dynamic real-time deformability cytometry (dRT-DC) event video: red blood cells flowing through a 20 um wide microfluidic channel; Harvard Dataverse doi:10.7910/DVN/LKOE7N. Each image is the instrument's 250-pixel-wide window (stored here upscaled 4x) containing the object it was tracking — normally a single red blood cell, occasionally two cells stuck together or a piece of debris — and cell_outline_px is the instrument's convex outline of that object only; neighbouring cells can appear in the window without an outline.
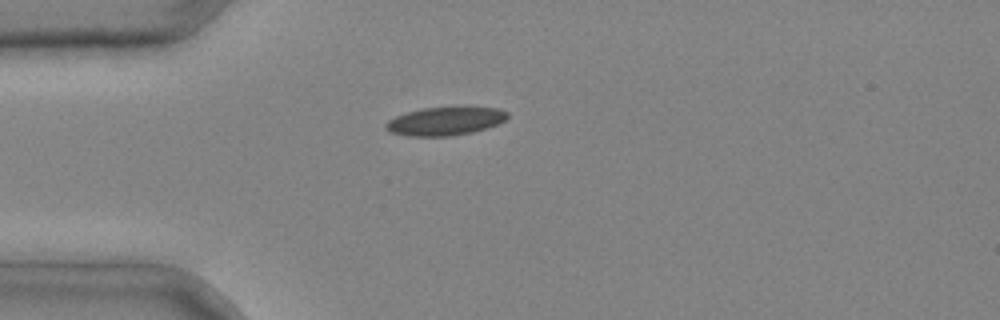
{"species": "common noctule bat (a hibernating species)", "species_latin": "Nyctalus noctula", "temperature_condition": "cold", "stored_images_in_passage": 1, "camera_frame_rate_fps": 3000, "um_per_image_px": 0.085, "animal": {"sex": "male", "body_mass_g": 20.4}, "frame": {"image": 1, "passage_image": 1, "time_ms": 0.0, "image_size_px": [1000, 320], "cell_outline_px": [[508, 116], [504, 120], [488, 128], [472, 132], [452, 136], [408, 136], [392, 132], [384, 128], [384, 124], [388, 120], [396, 116], [408, 112], [424, 108], [496, 108], [508, 112]], "centroid_in_image_um": [37.81, 10.32], "position_along_channel_um": 47.2, "area_um2": 19.71}}